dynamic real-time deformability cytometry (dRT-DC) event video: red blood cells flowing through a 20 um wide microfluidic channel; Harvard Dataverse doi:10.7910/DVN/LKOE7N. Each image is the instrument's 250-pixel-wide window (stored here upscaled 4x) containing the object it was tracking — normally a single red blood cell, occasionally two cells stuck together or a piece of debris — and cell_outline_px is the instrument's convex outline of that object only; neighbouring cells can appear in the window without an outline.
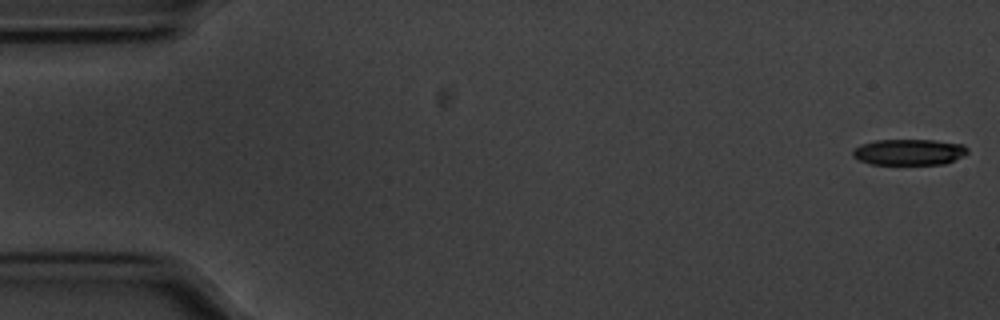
{"species": "common noctule bat (a hibernating species)", "species_latin": "Nyctalus noctula", "temperature_condition": "cold", "stored_images_in_passage": 56, "camera_frame_rate_fps": 3000, "um_per_image_px": 0.085, "animal": {"sex": "male", "body_mass_g": 20.1, "forearm_length_mm": 53.5}, "frame": {"image": 1, "passage_image": 1, "time_ms": 0.0, "image_size_px": [1000, 320], "cell_outline_px": [[968, 152], [964, 156], [944, 164], [872, 164], [856, 160], [852, 156], [852, 148], [860, 144], [876, 140], [936, 140], [964, 144], [968, 148]], "centroid_in_image_um": [77.25, 12.92], "position_along_channel_um": 7.8, "area_um2": 17.69}}
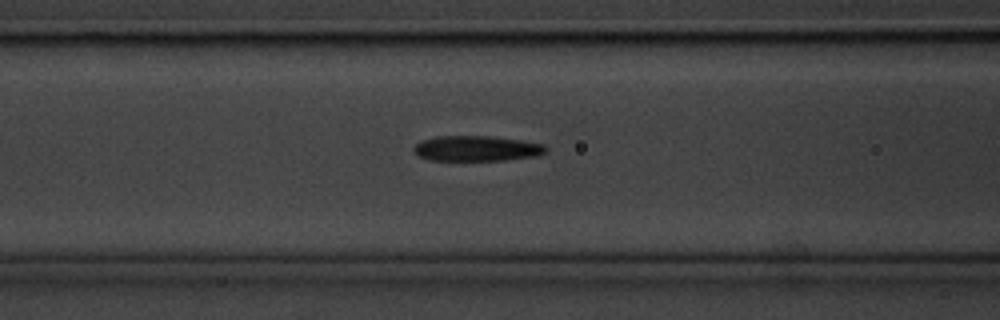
{"frame": {"image": 2, "passage_image": 22, "time_ms": 7.0, "image_size_px": [1000, 320], "cell_outline_px": [[548, 152], [536, 156], [504, 160], [428, 160], [412, 152], [412, 148], [420, 140], [436, 136], [488, 136], [520, 140], [544, 144]], "centroid_in_image_um": [40.48, 12.62], "position_along_channel_um": 126.1, "area_um2": 19.59}}
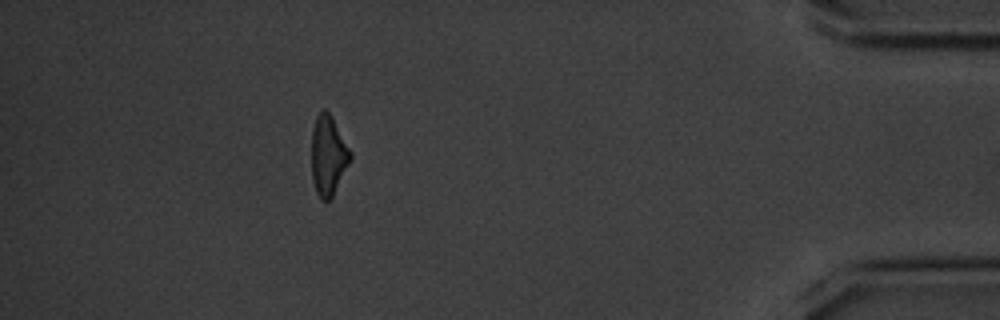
{"frame": {"image": 3, "passage_image": 50, "time_ms": 16.333, "image_size_px": [1000, 320], "cell_outline_px": [[352, 156], [332, 196], [328, 200], [320, 200], [316, 192], [312, 180], [312, 128], [316, 116], [324, 108], [328, 112], [352, 152]], "centroid_in_image_um": [27.88, 13.22], "position_along_channel_um": 407.3, "area_um2": 17.69}, "authors_computed_cell_mechanics": {"area_um2": 19.2185, "velocity_mm_per_s": 3.5675, "shape_relaxation_time_tau1_ms": 4.2248, "shape_relaxation_time_tau2_ms": 10.8434, "deformation_change_tau1": 0.1286, "deformation_change_tau2": 0.2463}}